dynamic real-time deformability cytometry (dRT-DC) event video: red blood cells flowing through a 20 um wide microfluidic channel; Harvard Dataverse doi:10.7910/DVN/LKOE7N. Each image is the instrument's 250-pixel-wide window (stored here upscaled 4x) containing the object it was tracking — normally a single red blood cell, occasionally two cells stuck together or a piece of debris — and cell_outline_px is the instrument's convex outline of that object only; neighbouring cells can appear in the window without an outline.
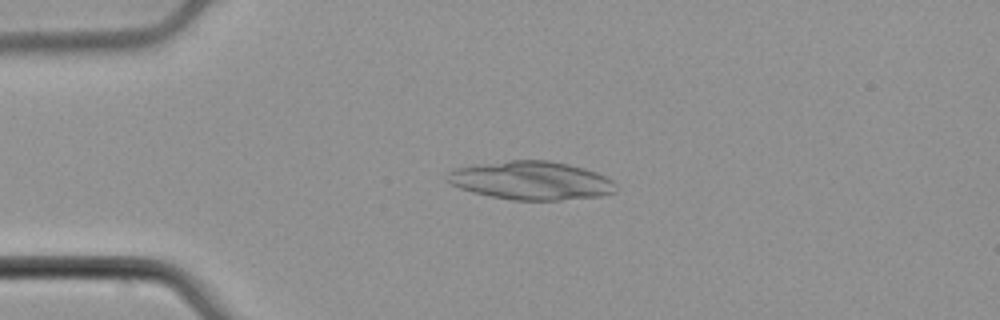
{"species": "common noctule bat (a hibernating species)", "species_latin": "Nyctalus noctula", "temperature_condition": "cold", "stored_images_in_passage": 5, "camera_frame_rate_fps": 3000, "um_per_image_px": 0.085, "animal": {"sex": "male", "body_mass_g": 21.5, "forearm_length_mm": 52.0}, "frame": {"image": 1, "passage_image": 2, "time_ms": 0.333, "image_size_px": [1000, 320], "cell_outline_px": [[616, 192], [600, 196], [560, 200], [512, 200], [472, 192], [460, 188], [452, 184], [448, 180], [448, 172], [456, 168], [472, 164], [508, 160], [548, 160], [568, 164], [584, 168], [596, 172], [612, 180], [616, 188]], "centroid_in_image_um": [45.15, 15.34], "position_along_channel_um": 39.9, "area_um2": 37.74}}